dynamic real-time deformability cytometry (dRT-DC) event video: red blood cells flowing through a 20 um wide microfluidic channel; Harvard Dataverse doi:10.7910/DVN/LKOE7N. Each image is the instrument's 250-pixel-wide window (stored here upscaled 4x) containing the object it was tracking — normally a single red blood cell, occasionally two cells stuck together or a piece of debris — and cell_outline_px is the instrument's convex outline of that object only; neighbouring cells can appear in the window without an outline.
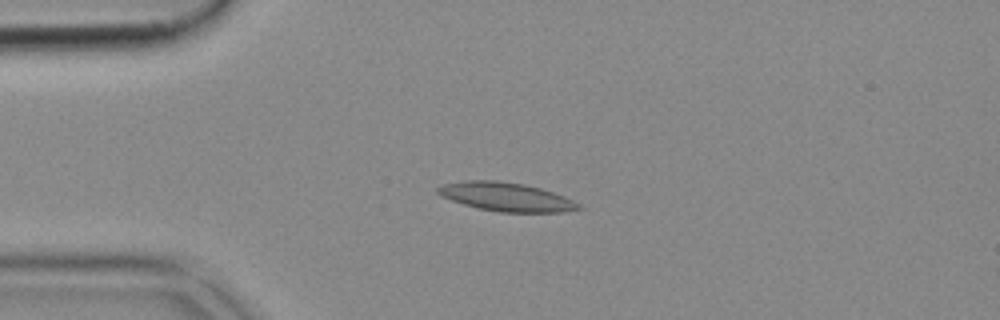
{"species": "common noctule bat (a hibernating species)", "species_latin": "Nyctalus noctula", "temperature_condition": "cold", "stored_images_in_passage": 43, "camera_frame_rate_fps": 3000, "um_per_image_px": 0.085, "animal": {"sex": "female", "body_mass_g": 18.4}, "frame": {"image": 1, "passage_image": 11, "time_ms": 3.333, "image_size_px": [1000, 320], "cell_outline_px": [[584, 208], [564, 212], [500, 212], [476, 208], [440, 196], [436, 192], [436, 188], [444, 184], [464, 180], [496, 180], [524, 184], [540, 188], [564, 196], [580, 204]], "centroid_in_image_um": [43.01, 16.73], "position_along_channel_um": 42.0, "area_um2": 23.58}}
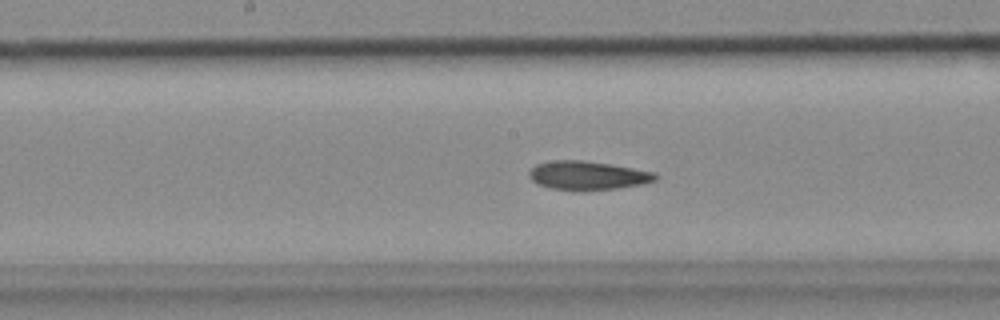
{"frame": {"image": 2, "passage_image": 25, "time_ms": 8.0, "image_size_px": [1000, 320], "cell_outline_px": [[660, 176], [656, 180], [640, 184], [616, 188], [548, 188], [536, 184], [528, 176], [528, 172], [536, 164], [556, 160], [584, 160], [612, 164], [656, 172]], "centroid_in_image_um": [49.96, 14.87], "position_along_channel_um": 198.2, "area_um2": 20.63}}
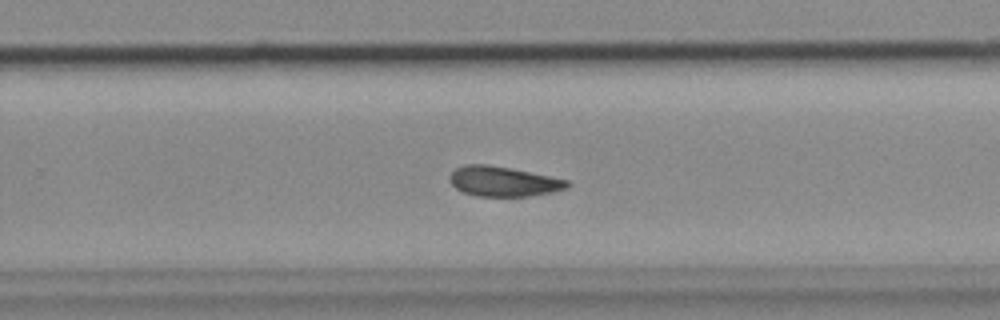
{"frame": {"image": 3, "passage_image": 32, "time_ms": 10.333, "image_size_px": [1000, 320], "cell_outline_px": [[572, 184], [568, 188], [552, 192], [528, 196], [476, 196], [464, 192], [456, 188], [452, 184], [448, 176], [456, 168], [464, 164], [488, 164], [572, 180]], "centroid_in_image_um": [42.82, 15.41], "position_along_channel_um": 287.0, "area_um2": 20.63}}